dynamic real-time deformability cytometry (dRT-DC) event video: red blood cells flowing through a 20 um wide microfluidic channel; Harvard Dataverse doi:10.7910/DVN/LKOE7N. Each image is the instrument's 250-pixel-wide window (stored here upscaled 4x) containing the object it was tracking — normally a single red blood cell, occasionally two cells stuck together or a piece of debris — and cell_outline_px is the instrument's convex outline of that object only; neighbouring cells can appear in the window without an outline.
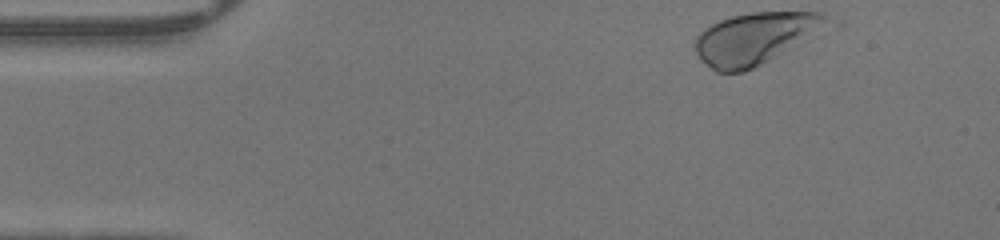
{"species": "human", "species_latin": "Homo sapiens", "temperature_condition": "warm", "stored_images_in_passage": 43, "camera_frame_rate_fps": 3000, "um_per_image_px": 0.085, "donor": {"sex": "male"}, "frame": {"image": 1, "passage_image": 1, "time_ms": 0.0, "image_size_px": [1000, 240], "cell_outline_px": [[824, 16], [820, 20], [780, 52], [760, 64], [744, 72], [716, 72], [700, 60], [696, 52], [696, 36], [704, 28], [720, 20], [732, 16], [752, 12], [824, 12]], "centroid_in_image_um": [63.82, 3.28], "position_along_channel_um": 21.2, "area_um2": 36.53}}
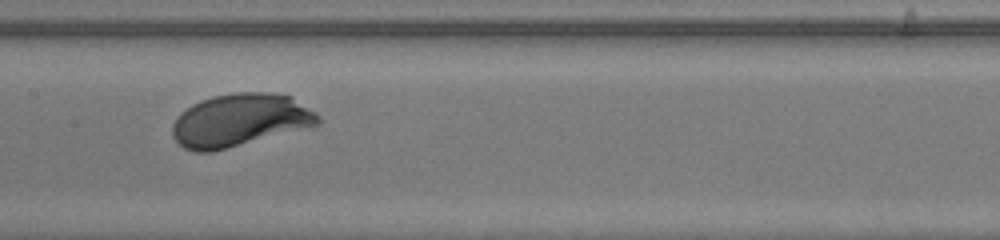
{"frame": {"image": 2, "passage_image": 19, "time_ms": 6.0, "image_size_px": [1000, 240], "cell_outline_px": [[320, 124], [212, 152], [192, 152], [184, 148], [172, 136], [172, 124], [176, 116], [180, 112], [192, 104], [200, 100], [212, 96], [236, 92], [268, 92], [292, 96], [316, 112], [320, 116]], "centroid_in_image_um": [20.36, 10.21], "position_along_channel_um": 187.0, "area_um2": 44.91}}
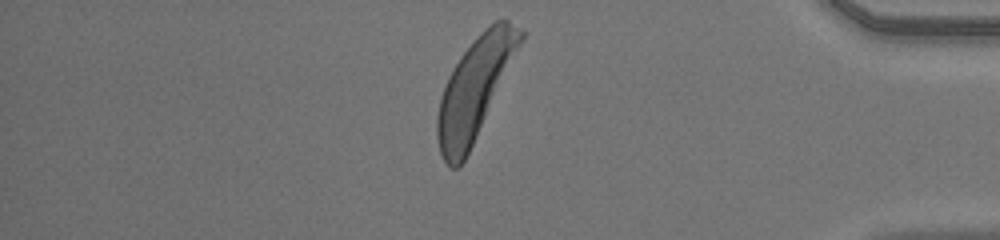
{"frame": {"image": 3, "passage_image": 36, "time_ms": 11.667, "image_size_px": [1000, 240], "cell_outline_px": [[524, 36], [472, 144], [464, 160], [456, 168], [452, 168], [444, 160], [440, 152], [436, 136], [436, 116], [440, 96], [448, 76], [460, 56], [480, 32], [484, 28], [496, 20], [508, 20], [524, 32]], "centroid_in_image_um": [40.3, 7.52], "position_along_channel_um": 394.9, "area_um2": 47.28}}